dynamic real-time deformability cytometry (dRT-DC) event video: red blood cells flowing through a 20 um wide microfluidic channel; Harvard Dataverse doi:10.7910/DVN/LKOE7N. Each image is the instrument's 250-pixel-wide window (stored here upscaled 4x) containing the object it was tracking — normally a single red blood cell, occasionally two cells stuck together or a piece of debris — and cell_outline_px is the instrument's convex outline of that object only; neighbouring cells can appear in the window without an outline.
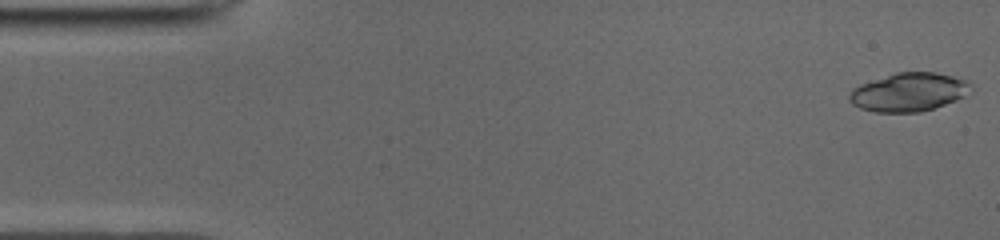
{"species": "common noctule bat (a hibernating species)", "species_latin": "Nyctalus noctula", "temperature_condition": "cold", "stored_images_in_passage": 50, "camera_frame_rate_fps": 3000, "um_per_image_px": 0.085, "animal": {"sex": "male", "body_mass_g": 19.0, "forearm_length_mm": 50.8}, "frame": {"image": 1, "passage_image": 1, "time_ms": 0.0, "image_size_px": [1000, 240], "cell_outline_px": [[968, 84], [960, 96], [956, 100], [920, 112], [876, 112], [860, 108], [852, 104], [848, 100], [848, 96], [852, 88], [860, 84], [896, 72], [932, 72], [952, 76], [968, 80]], "centroid_in_image_um": [77.12, 7.83], "position_along_channel_um": 7.9, "area_um2": 26.65}}
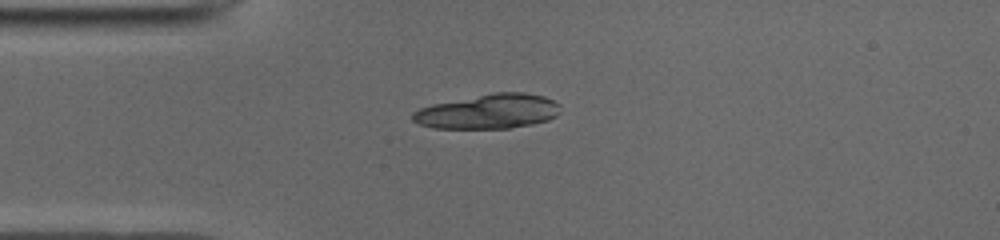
{"frame": {"image": 2, "passage_image": 12, "time_ms": 3.667, "image_size_px": [1000, 240], "cell_outline_px": [[560, 112], [556, 116], [548, 120], [532, 124], [508, 128], [432, 128], [420, 124], [412, 120], [412, 112], [420, 108], [432, 104], [492, 92], [524, 92], [544, 96], [560, 104]], "centroid_in_image_um": [41.52, 9.46], "position_along_channel_um": 43.5, "area_um2": 29.88}}